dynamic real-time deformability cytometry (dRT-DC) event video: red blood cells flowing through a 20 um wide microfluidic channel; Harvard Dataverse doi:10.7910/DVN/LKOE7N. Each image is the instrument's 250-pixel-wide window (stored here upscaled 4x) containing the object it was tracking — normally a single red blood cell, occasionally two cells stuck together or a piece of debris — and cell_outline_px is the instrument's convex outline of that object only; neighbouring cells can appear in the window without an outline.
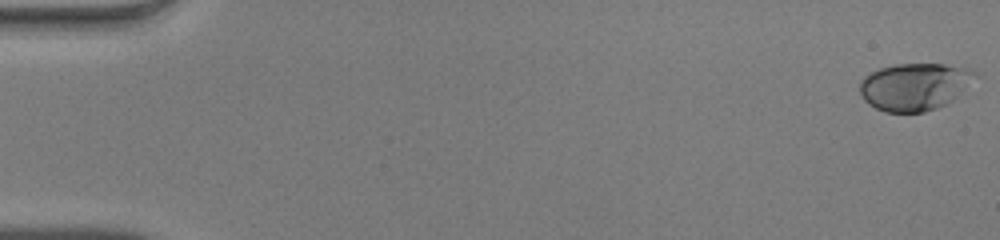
{"species": "human", "species_latin": "Homo sapiens", "temperature_condition": "warm", "stored_images_in_passage": 51, "camera_frame_rate_fps": 3000, "um_per_image_px": 0.085, "donor": {"sex": "male"}, "frame": {"image": 1, "passage_image": 1, "time_ms": 0.0, "image_size_px": [1000, 240], "cell_outline_px": [[976, 76], [948, 104], [924, 112], [884, 112], [868, 104], [864, 100], [860, 92], [860, 80], [868, 72], [880, 68], [896, 64], [944, 64], [968, 68], [976, 72]], "centroid_in_image_um": [77.69, 7.36], "position_along_channel_um": 7.3, "area_um2": 31.73}}
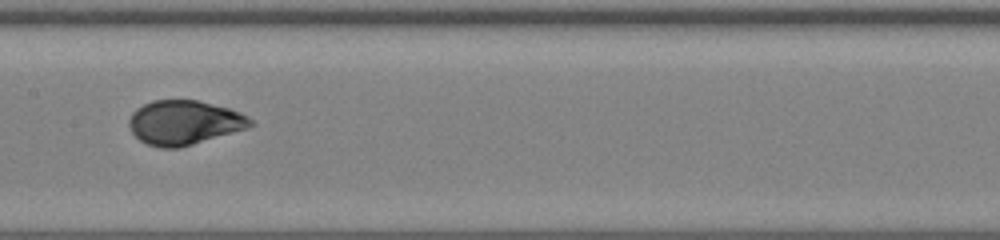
{"frame": {"image": 2, "passage_image": 27, "time_ms": 8.667, "image_size_px": [1000, 240], "cell_outline_px": [[256, 124], [248, 128], [180, 148], [160, 148], [148, 144], [140, 140], [132, 132], [128, 124], [128, 120], [132, 112], [136, 108], [152, 100], [196, 100], [228, 108], [240, 112], [248, 116]], "centroid_in_image_um": [15.66, 10.42], "position_along_channel_um": 191.7, "area_um2": 31.44}}
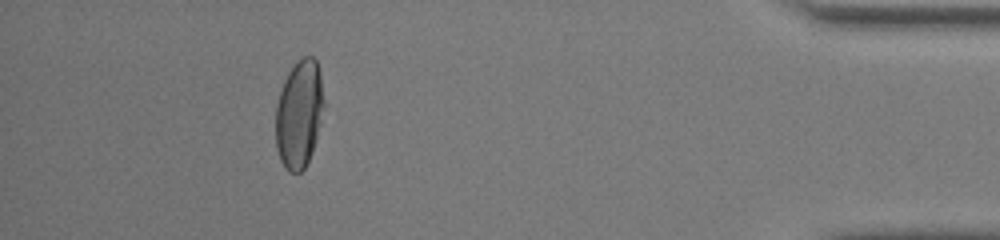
{"frame": {"image": 3, "passage_image": 47, "time_ms": 15.333, "image_size_px": [1000, 240], "cell_outline_px": [[324, 108], [316, 140], [312, 152], [304, 168], [300, 172], [288, 172], [284, 168], [280, 160], [276, 148], [276, 104], [284, 80], [288, 72], [304, 56], [312, 56], [316, 60], [320, 72], [324, 100]], "centroid_in_image_um": [25.43, 9.71], "position_along_channel_um": 409.8, "area_um2": 30.35}, "authors_computed_cell_mechanics": {"area_um2": 31.4432, "velocity_mm_per_s": 4.0661, "shape_relaxation_time_tau1_ms": 4.624, "shape_relaxation_time_tau2_ms": null, "deformation_change_tau1": 0.1967, "deformation_change_tau2": null}}